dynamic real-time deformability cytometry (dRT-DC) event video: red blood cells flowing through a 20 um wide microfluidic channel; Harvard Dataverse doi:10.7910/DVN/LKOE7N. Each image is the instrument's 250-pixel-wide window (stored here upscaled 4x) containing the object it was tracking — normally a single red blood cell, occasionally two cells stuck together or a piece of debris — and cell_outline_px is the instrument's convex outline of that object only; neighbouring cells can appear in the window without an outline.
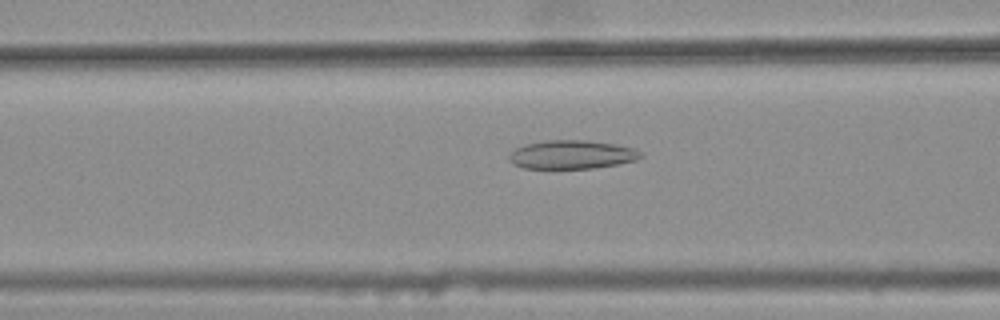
{"species": "common noctule bat (a hibernating species)", "species_latin": "Nyctalus noctula", "temperature_condition": "warm", "stored_images_in_passage": 38, "camera_frame_rate_fps": 3000, "um_per_image_px": 0.085, "animal": {"sex": "female", "body_mass_g": 25.1}, "frame": {"image": 1, "passage_image": 11, "time_ms": 3.333, "image_size_px": [1000, 320], "cell_outline_px": [[644, 156], [636, 160], [616, 164], [592, 168], [524, 168], [512, 164], [508, 160], [508, 156], [516, 148], [524, 144], [548, 140], [588, 140], [616, 144], [632, 148], [640, 152]], "centroid_in_image_um": [48.58, 13.13], "position_along_channel_um": 118.0, "area_um2": 21.91}}
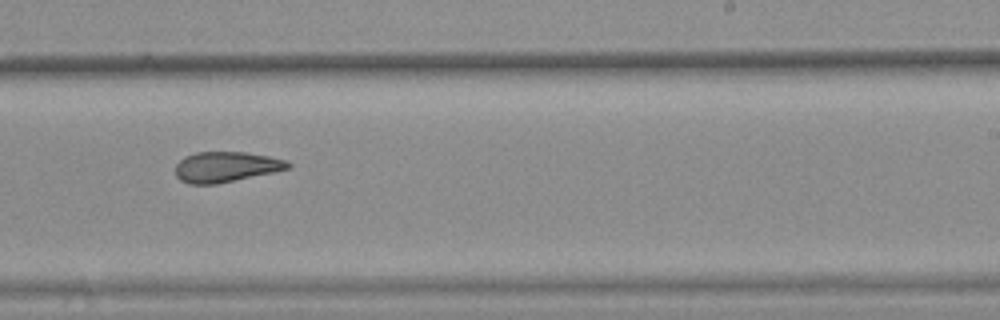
{"frame": {"image": 2, "passage_image": 23, "time_ms": 7.333, "image_size_px": [1000, 320], "cell_outline_px": [[292, 164], [288, 168], [276, 172], [216, 184], [188, 184], [180, 180], [176, 176], [176, 164], [184, 156], [196, 152], [244, 152], [268, 156], [288, 160]], "centroid_in_image_um": [19.21, 14.19], "position_along_channel_um": 269.8, "area_um2": 20.06}}
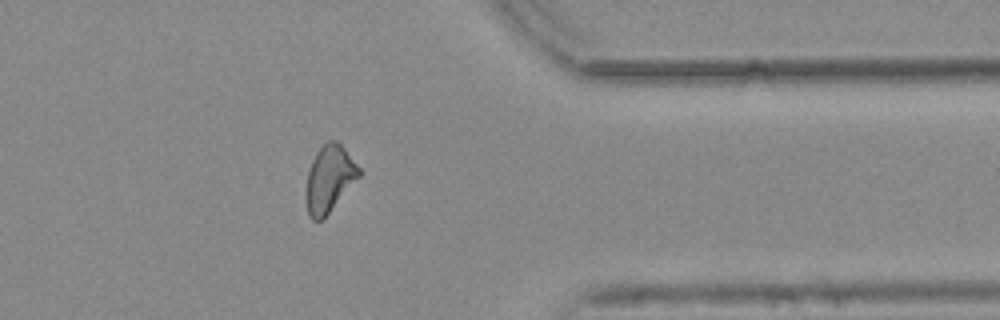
{"frame": {"image": 3, "passage_image": 33, "time_ms": 10.667, "image_size_px": [1000, 320], "cell_outline_px": [[360, 176], [328, 212], [320, 220], [312, 220], [308, 216], [304, 196], [308, 172], [312, 160], [316, 152], [328, 140], [336, 140], [344, 148], [360, 168]], "centroid_in_image_um": [27.96, 15.19], "position_along_channel_um": 383.4, "area_um2": 20.35}, "authors_computed_cell_mechanics": {"area_um2": 20.9525, "velocity_mm_per_s": 3.8066, "shape_relaxation_time_tau1_ms": null, "shape_relaxation_time_tau2_ms": 2.9023, "deformation_change_tau1": null, "deformation_change_tau2": 0.101}}